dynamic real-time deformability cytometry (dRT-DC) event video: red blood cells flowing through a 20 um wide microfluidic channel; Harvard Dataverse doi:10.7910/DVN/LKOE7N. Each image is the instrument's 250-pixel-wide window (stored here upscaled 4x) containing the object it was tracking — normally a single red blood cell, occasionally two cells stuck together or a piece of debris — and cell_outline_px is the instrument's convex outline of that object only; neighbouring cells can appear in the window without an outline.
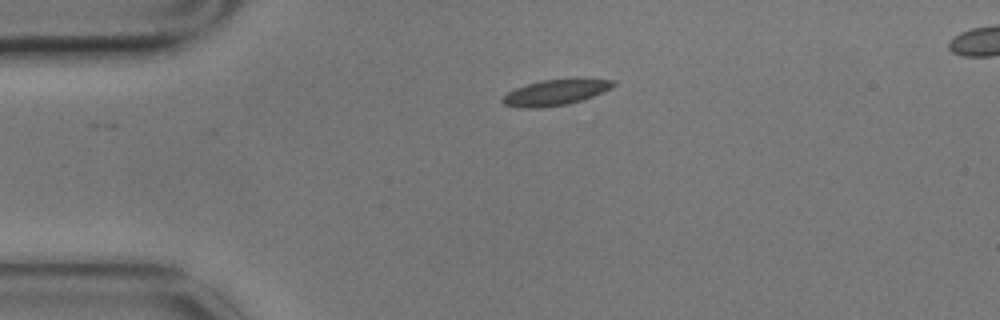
{"species": "common noctule bat (a hibernating species)", "species_latin": "Nyctalus noctula", "temperature_condition": "cold", "stored_images_in_passage": 3, "segment_of_instrument_passage": [1, 2], "camera_frame_rate_fps": 3000, "um_per_image_px": 0.085, "animal": {"sex": "male", "body_mass_g": 17.9}, "frame": {"image": 1, "passage_image": 1, "time_ms": 0.0, "image_size_px": [1000, 320], "cell_outline_px": [[616, 84], [612, 88], [592, 96], [568, 104], [540, 108], [520, 108], [504, 104], [500, 100], [508, 92], [516, 88], [540, 80], [616, 80]], "centroid_in_image_um": [47.16, 7.88], "position_along_channel_um": 37.8, "area_um2": 16.13}}